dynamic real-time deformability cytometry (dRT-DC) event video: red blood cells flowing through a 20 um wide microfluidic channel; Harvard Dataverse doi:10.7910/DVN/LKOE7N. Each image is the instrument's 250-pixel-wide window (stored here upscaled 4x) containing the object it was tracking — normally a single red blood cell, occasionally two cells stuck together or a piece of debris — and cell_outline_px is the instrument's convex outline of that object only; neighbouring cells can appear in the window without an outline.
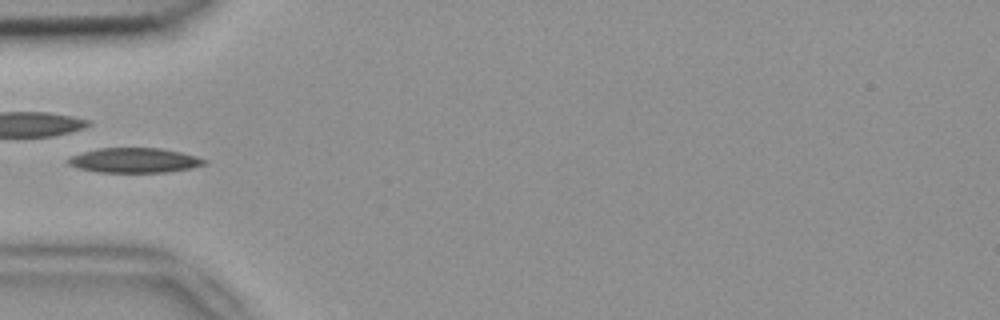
{"species": "common noctule bat (a hibernating species)", "species_latin": "Nyctalus noctula", "temperature_condition": "room temperature", "stored_images_in_passage": 4, "camera_frame_rate_fps": 3000, "um_per_image_px": 0.085, "animal": {"sex": "female", "body_mass_g": 18.4}, "frame": {"image": 1, "passage_image": 4, "time_ms": 1.0, "image_size_px": [1000, 320], "cell_outline_px": [[208, 164], [188, 168], [164, 172], [96, 172], [80, 168], [68, 164], [68, 160], [72, 156], [84, 152], [100, 148], [160, 148], [180, 152], [196, 156], [208, 160]], "centroid_in_image_um": [11.46, 13.63], "position_along_channel_um": 73.5, "area_um2": 19.42}}